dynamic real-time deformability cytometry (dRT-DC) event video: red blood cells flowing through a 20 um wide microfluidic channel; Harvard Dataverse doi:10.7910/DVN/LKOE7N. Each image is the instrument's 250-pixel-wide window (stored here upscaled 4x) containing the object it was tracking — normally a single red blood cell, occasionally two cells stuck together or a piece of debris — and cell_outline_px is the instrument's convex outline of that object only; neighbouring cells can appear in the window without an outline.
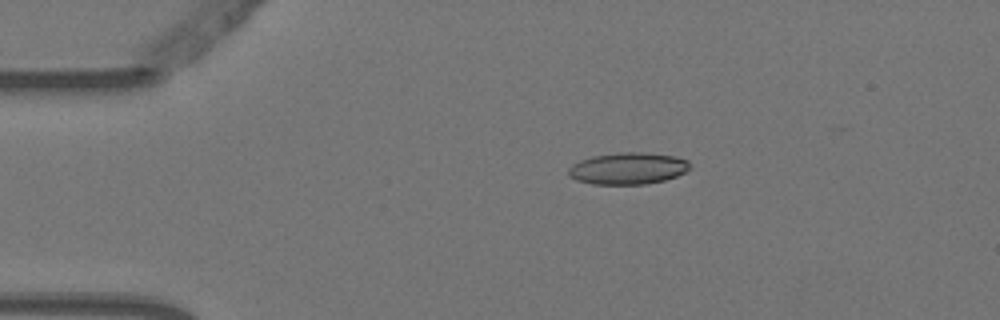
{"species": "Egyptian fruit bat (a non-hibernating species)", "species_latin": "Rousettus aegyptiacus", "temperature_condition": "warm", "stored_images_in_passage": 8, "camera_frame_rate_fps": 3000, "um_per_image_px": 0.085, "animal": {"sex": "female"}, "frame": {"image": 1, "passage_image": 3, "time_ms": 0.667, "image_size_px": [1000, 320], "cell_outline_px": [[692, 168], [676, 176], [664, 180], [644, 184], [592, 184], [576, 180], [568, 176], [568, 168], [572, 164], [580, 160], [592, 156], [620, 152], [644, 152], [676, 156], [688, 160], [692, 164]], "centroid_in_image_um": [53.38, 14.31], "position_along_channel_um": 31.6, "area_um2": 22.72}}
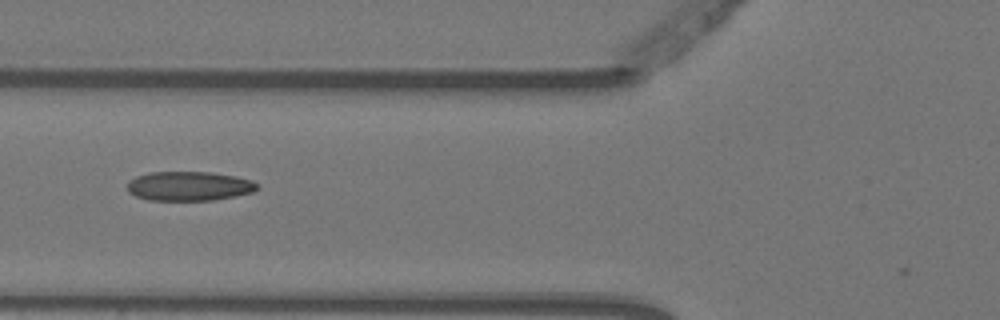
{"frame": {"image": 2, "passage_image": 6, "time_ms": 1.667, "image_size_px": [1000, 320], "cell_outline_px": [[260, 188], [252, 192], [212, 200], [148, 200], [136, 196], [128, 192], [128, 180], [136, 176], [148, 172], [208, 172], [236, 176], [252, 180]], "centroid_in_image_um": [16.04, 15.81], "position_along_channel_um": 109.8, "area_um2": 22.14}}
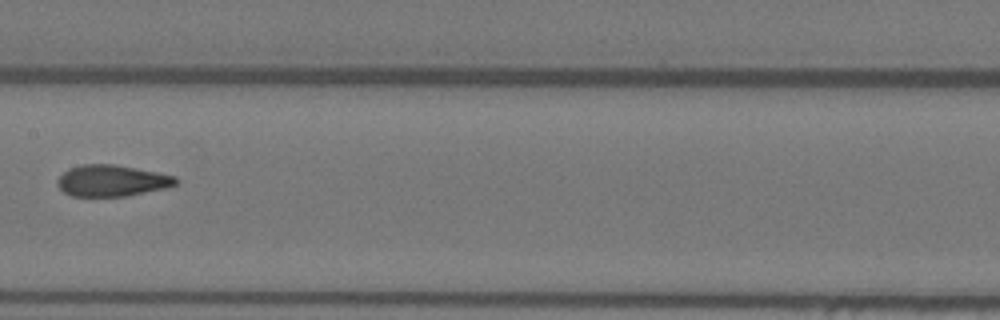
{"frame": {"image": 3, "passage_image": 8, "time_ms": 2.333, "image_size_px": [1000, 320], "cell_outline_px": [[180, 180], [176, 184], [164, 188], [124, 196], [72, 196], [64, 192], [56, 184], [56, 180], [68, 168], [84, 164], [112, 164], [156, 172], [176, 176]], "centroid_in_image_um": [9.48, 15.35], "position_along_channel_um": 197.9, "area_um2": 21.44}}